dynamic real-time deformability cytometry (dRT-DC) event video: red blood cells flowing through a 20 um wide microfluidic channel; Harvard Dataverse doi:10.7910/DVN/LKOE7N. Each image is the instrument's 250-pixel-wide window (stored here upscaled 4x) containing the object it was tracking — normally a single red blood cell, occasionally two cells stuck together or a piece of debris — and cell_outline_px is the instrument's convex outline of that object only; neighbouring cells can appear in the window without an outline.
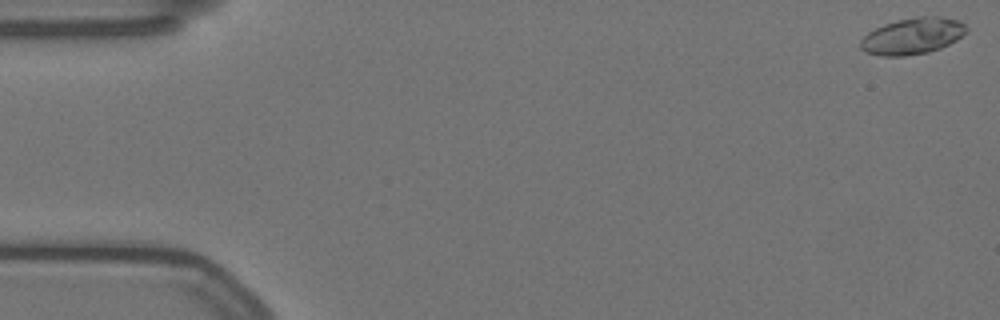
{"species": "Egyptian fruit bat (a non-hibernating species)", "species_latin": "Rousettus aegyptiacus", "temperature_condition": "warm", "stored_images_in_passage": 59, "camera_frame_rate_fps": 3000, "um_per_image_px": 0.085, "animal": {"sex": "female"}, "frame": {"image": 1, "passage_image": 1, "time_ms": 0.0, "image_size_px": [1000, 320], "cell_outline_px": [[968, 28], [956, 40], [940, 48], [928, 52], [904, 56], [880, 56], [868, 52], [860, 48], [860, 40], [868, 32], [884, 24], [896, 20], [916, 16], [940, 16], [960, 20]], "centroid_in_image_um": [77.55, 3.05], "position_along_channel_um": 7.4, "area_um2": 22.43}}
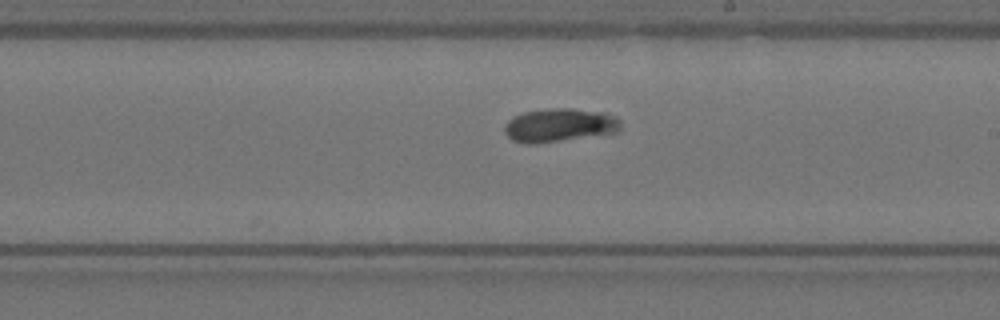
{"frame": {"image": 2, "passage_image": 33, "time_ms": 10.667, "image_size_px": [1000, 320], "cell_outline_px": [[620, 132], [536, 144], [528, 144], [512, 140], [504, 132], [504, 128], [508, 120], [512, 116], [524, 112], [548, 108], [572, 108], [604, 112], [616, 116], [620, 120]], "centroid_in_image_um": [47.57, 10.64], "position_along_channel_um": 241.4, "area_um2": 22.95}}
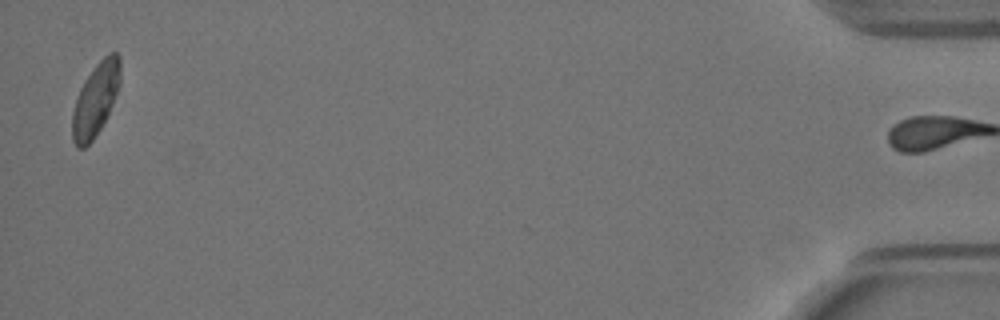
{"frame": {"image": 3, "passage_image": 57, "time_ms": 18.667, "image_size_px": [1000, 320], "cell_outline_px": [[120, 84], [112, 104], [100, 128], [92, 140], [84, 148], [76, 148], [72, 140], [72, 112], [80, 88], [84, 80], [96, 64], [108, 52], [116, 52], [120, 56]], "centroid_in_image_um": [8.11, 8.44], "position_along_channel_um": 427.1, "area_um2": 20.23}, "authors_computed_cell_mechanics": {"area_um2": 22.0796, "velocity_mm_per_s": 3.478, "shape_relaxation_time_tau1_ms": null, "shape_relaxation_time_tau2_ms": 2.3945, "deformation_change_tau1": null, "deformation_change_tau2": 0.0464}}